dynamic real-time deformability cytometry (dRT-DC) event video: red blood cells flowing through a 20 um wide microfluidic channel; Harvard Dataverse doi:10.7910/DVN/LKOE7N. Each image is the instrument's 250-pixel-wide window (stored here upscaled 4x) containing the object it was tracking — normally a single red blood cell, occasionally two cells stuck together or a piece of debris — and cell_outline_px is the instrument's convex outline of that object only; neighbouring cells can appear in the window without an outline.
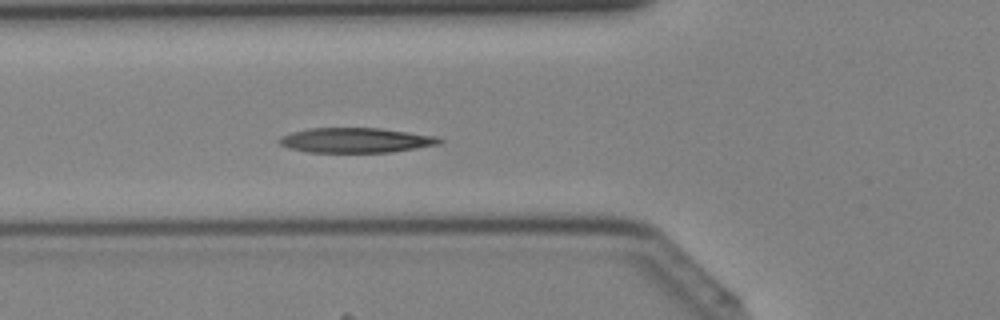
{"species": "Egyptian fruit bat (a non-hibernating species)", "species_latin": "Rousettus aegyptiacus", "temperature_condition": "cold", "stored_images_in_passage": 28, "camera_frame_rate_fps": 3000, "um_per_image_px": 0.085, "animal": {"sex": "female"}, "frame": {"image": 1, "passage_image": 4, "time_ms": 1.0, "image_size_px": [1000, 320], "cell_outline_px": [[444, 140], [440, 144], [392, 152], [308, 152], [288, 148], [280, 144], [276, 140], [280, 136], [292, 132], [308, 128], [380, 128], [436, 136]], "centroid_in_image_um": [30.22, 11.92], "position_along_channel_um": 95.6, "area_um2": 23.29}}
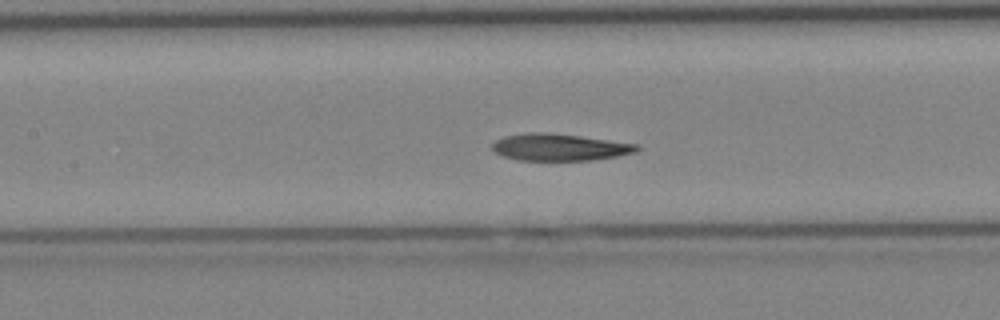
{"frame": {"image": 2, "passage_image": 8, "time_ms": 2.333, "image_size_px": [1000, 320], "cell_outline_px": [[640, 148], [636, 152], [620, 156], [592, 160], [516, 160], [504, 156], [496, 152], [492, 148], [492, 144], [496, 140], [504, 136], [524, 132], [548, 132], [580, 136], [640, 144]], "centroid_in_image_um": [47.59, 12.51], "position_along_channel_um": 159.8, "area_um2": 22.89}}
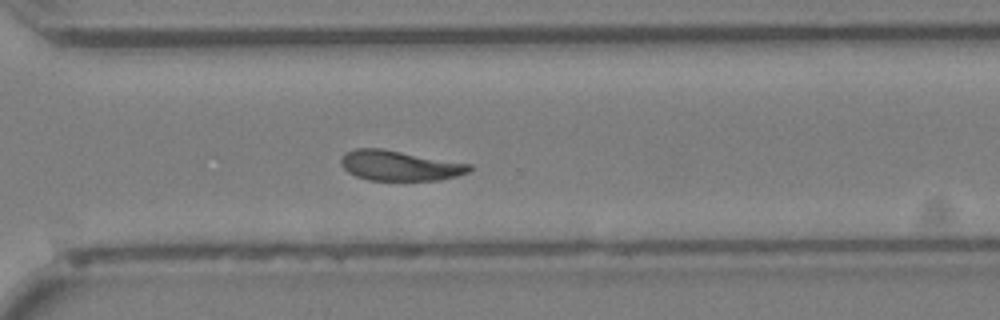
{"frame": {"image": 3, "passage_image": 19, "time_ms": 6.0, "image_size_px": [1000, 320], "cell_outline_px": [[472, 168], [468, 172], [456, 176], [440, 180], [368, 180], [356, 176], [348, 172], [340, 164], [340, 160], [344, 152], [356, 148], [380, 148], [472, 164]], "centroid_in_image_um": [33.94, 14.07], "position_along_channel_um": 336.7, "area_um2": 22.54}}